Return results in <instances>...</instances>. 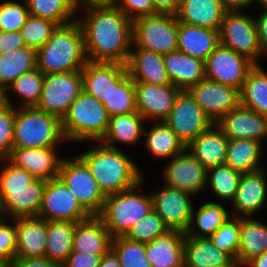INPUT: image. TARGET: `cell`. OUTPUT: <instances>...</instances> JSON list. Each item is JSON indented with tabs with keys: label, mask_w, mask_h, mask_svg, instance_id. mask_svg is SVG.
<instances>
[{
	"label": "cell",
	"mask_w": 267,
	"mask_h": 267,
	"mask_svg": "<svg viewBox=\"0 0 267 267\" xmlns=\"http://www.w3.org/2000/svg\"><path fill=\"white\" fill-rule=\"evenodd\" d=\"M82 27L88 61L126 65L132 47V21L114 5L83 8Z\"/></svg>",
	"instance_id": "1"
},
{
	"label": "cell",
	"mask_w": 267,
	"mask_h": 267,
	"mask_svg": "<svg viewBox=\"0 0 267 267\" xmlns=\"http://www.w3.org/2000/svg\"><path fill=\"white\" fill-rule=\"evenodd\" d=\"M0 214L11 219L37 217L46 180L36 179L7 158L0 159Z\"/></svg>",
	"instance_id": "2"
},
{
	"label": "cell",
	"mask_w": 267,
	"mask_h": 267,
	"mask_svg": "<svg viewBox=\"0 0 267 267\" xmlns=\"http://www.w3.org/2000/svg\"><path fill=\"white\" fill-rule=\"evenodd\" d=\"M78 156L86 163L105 196L131 189L143 179L137 165L120 148L100 143Z\"/></svg>",
	"instance_id": "3"
},
{
	"label": "cell",
	"mask_w": 267,
	"mask_h": 267,
	"mask_svg": "<svg viewBox=\"0 0 267 267\" xmlns=\"http://www.w3.org/2000/svg\"><path fill=\"white\" fill-rule=\"evenodd\" d=\"M37 69L44 75L81 71L88 62L83 30L77 18L58 26L50 40L36 51Z\"/></svg>",
	"instance_id": "4"
},
{
	"label": "cell",
	"mask_w": 267,
	"mask_h": 267,
	"mask_svg": "<svg viewBox=\"0 0 267 267\" xmlns=\"http://www.w3.org/2000/svg\"><path fill=\"white\" fill-rule=\"evenodd\" d=\"M61 121L67 142L100 143L108 130L110 116L102 102L82 91Z\"/></svg>",
	"instance_id": "5"
},
{
	"label": "cell",
	"mask_w": 267,
	"mask_h": 267,
	"mask_svg": "<svg viewBox=\"0 0 267 267\" xmlns=\"http://www.w3.org/2000/svg\"><path fill=\"white\" fill-rule=\"evenodd\" d=\"M64 141L61 118L36 107H15L13 148L59 147Z\"/></svg>",
	"instance_id": "6"
},
{
	"label": "cell",
	"mask_w": 267,
	"mask_h": 267,
	"mask_svg": "<svg viewBox=\"0 0 267 267\" xmlns=\"http://www.w3.org/2000/svg\"><path fill=\"white\" fill-rule=\"evenodd\" d=\"M143 180L131 189L106 196L97 216L113 238L124 236L136 222L153 210L151 193H139Z\"/></svg>",
	"instance_id": "7"
},
{
	"label": "cell",
	"mask_w": 267,
	"mask_h": 267,
	"mask_svg": "<svg viewBox=\"0 0 267 267\" xmlns=\"http://www.w3.org/2000/svg\"><path fill=\"white\" fill-rule=\"evenodd\" d=\"M132 46L163 55L178 50L176 15L158 13L132 21Z\"/></svg>",
	"instance_id": "8"
},
{
	"label": "cell",
	"mask_w": 267,
	"mask_h": 267,
	"mask_svg": "<svg viewBox=\"0 0 267 267\" xmlns=\"http://www.w3.org/2000/svg\"><path fill=\"white\" fill-rule=\"evenodd\" d=\"M220 45L229 48L259 65L258 59L266 53L258 42L255 18L241 10L226 11L219 30Z\"/></svg>",
	"instance_id": "9"
},
{
	"label": "cell",
	"mask_w": 267,
	"mask_h": 267,
	"mask_svg": "<svg viewBox=\"0 0 267 267\" xmlns=\"http://www.w3.org/2000/svg\"><path fill=\"white\" fill-rule=\"evenodd\" d=\"M58 177L90 215L100 213L106 196L78 155L74 159H62Z\"/></svg>",
	"instance_id": "10"
},
{
	"label": "cell",
	"mask_w": 267,
	"mask_h": 267,
	"mask_svg": "<svg viewBox=\"0 0 267 267\" xmlns=\"http://www.w3.org/2000/svg\"><path fill=\"white\" fill-rule=\"evenodd\" d=\"M82 91V70L45 74L42 93L35 107L62 119Z\"/></svg>",
	"instance_id": "11"
},
{
	"label": "cell",
	"mask_w": 267,
	"mask_h": 267,
	"mask_svg": "<svg viewBox=\"0 0 267 267\" xmlns=\"http://www.w3.org/2000/svg\"><path fill=\"white\" fill-rule=\"evenodd\" d=\"M90 216L59 177L46 181L37 217L46 221L77 223Z\"/></svg>",
	"instance_id": "12"
},
{
	"label": "cell",
	"mask_w": 267,
	"mask_h": 267,
	"mask_svg": "<svg viewBox=\"0 0 267 267\" xmlns=\"http://www.w3.org/2000/svg\"><path fill=\"white\" fill-rule=\"evenodd\" d=\"M164 123L185 146L214 124L187 90L179 93Z\"/></svg>",
	"instance_id": "13"
},
{
	"label": "cell",
	"mask_w": 267,
	"mask_h": 267,
	"mask_svg": "<svg viewBox=\"0 0 267 267\" xmlns=\"http://www.w3.org/2000/svg\"><path fill=\"white\" fill-rule=\"evenodd\" d=\"M255 64L235 51L219 45L205 61L206 79L242 90Z\"/></svg>",
	"instance_id": "14"
},
{
	"label": "cell",
	"mask_w": 267,
	"mask_h": 267,
	"mask_svg": "<svg viewBox=\"0 0 267 267\" xmlns=\"http://www.w3.org/2000/svg\"><path fill=\"white\" fill-rule=\"evenodd\" d=\"M187 91L213 123L241 104L239 89L206 78Z\"/></svg>",
	"instance_id": "15"
},
{
	"label": "cell",
	"mask_w": 267,
	"mask_h": 267,
	"mask_svg": "<svg viewBox=\"0 0 267 267\" xmlns=\"http://www.w3.org/2000/svg\"><path fill=\"white\" fill-rule=\"evenodd\" d=\"M153 210L163 219L170 230L186 233L188 231L193 202L192 194L164 185L151 193Z\"/></svg>",
	"instance_id": "16"
},
{
	"label": "cell",
	"mask_w": 267,
	"mask_h": 267,
	"mask_svg": "<svg viewBox=\"0 0 267 267\" xmlns=\"http://www.w3.org/2000/svg\"><path fill=\"white\" fill-rule=\"evenodd\" d=\"M164 185L194 196L206 188L207 169L185 148L163 170Z\"/></svg>",
	"instance_id": "17"
},
{
	"label": "cell",
	"mask_w": 267,
	"mask_h": 267,
	"mask_svg": "<svg viewBox=\"0 0 267 267\" xmlns=\"http://www.w3.org/2000/svg\"><path fill=\"white\" fill-rule=\"evenodd\" d=\"M182 90L171 85L135 82L136 110L145 120L164 121Z\"/></svg>",
	"instance_id": "18"
},
{
	"label": "cell",
	"mask_w": 267,
	"mask_h": 267,
	"mask_svg": "<svg viewBox=\"0 0 267 267\" xmlns=\"http://www.w3.org/2000/svg\"><path fill=\"white\" fill-rule=\"evenodd\" d=\"M228 139H254L261 143L267 137V116L241 104L215 123Z\"/></svg>",
	"instance_id": "19"
},
{
	"label": "cell",
	"mask_w": 267,
	"mask_h": 267,
	"mask_svg": "<svg viewBox=\"0 0 267 267\" xmlns=\"http://www.w3.org/2000/svg\"><path fill=\"white\" fill-rule=\"evenodd\" d=\"M57 147L48 148H13L7 158L16 167L25 169L34 178L51 180L59 175L63 158L56 153Z\"/></svg>",
	"instance_id": "20"
},
{
	"label": "cell",
	"mask_w": 267,
	"mask_h": 267,
	"mask_svg": "<svg viewBox=\"0 0 267 267\" xmlns=\"http://www.w3.org/2000/svg\"><path fill=\"white\" fill-rule=\"evenodd\" d=\"M264 169L242 173L238 190L232 202L236 217H252L262 210L267 196Z\"/></svg>",
	"instance_id": "21"
},
{
	"label": "cell",
	"mask_w": 267,
	"mask_h": 267,
	"mask_svg": "<svg viewBox=\"0 0 267 267\" xmlns=\"http://www.w3.org/2000/svg\"><path fill=\"white\" fill-rule=\"evenodd\" d=\"M127 73V67L123 64L88 61L82 69L83 91L103 102L112 87Z\"/></svg>",
	"instance_id": "22"
},
{
	"label": "cell",
	"mask_w": 267,
	"mask_h": 267,
	"mask_svg": "<svg viewBox=\"0 0 267 267\" xmlns=\"http://www.w3.org/2000/svg\"><path fill=\"white\" fill-rule=\"evenodd\" d=\"M113 237L97 215L75 225L73 251L90 255H104L112 249Z\"/></svg>",
	"instance_id": "23"
},
{
	"label": "cell",
	"mask_w": 267,
	"mask_h": 267,
	"mask_svg": "<svg viewBox=\"0 0 267 267\" xmlns=\"http://www.w3.org/2000/svg\"><path fill=\"white\" fill-rule=\"evenodd\" d=\"M130 51L126 64L129 76L134 82H144L154 85H171L168 78L164 55L142 48Z\"/></svg>",
	"instance_id": "24"
},
{
	"label": "cell",
	"mask_w": 267,
	"mask_h": 267,
	"mask_svg": "<svg viewBox=\"0 0 267 267\" xmlns=\"http://www.w3.org/2000/svg\"><path fill=\"white\" fill-rule=\"evenodd\" d=\"M47 221L39 217L16 218L15 257L43 258L47 245Z\"/></svg>",
	"instance_id": "25"
},
{
	"label": "cell",
	"mask_w": 267,
	"mask_h": 267,
	"mask_svg": "<svg viewBox=\"0 0 267 267\" xmlns=\"http://www.w3.org/2000/svg\"><path fill=\"white\" fill-rule=\"evenodd\" d=\"M229 139L214 123L187 146V150L208 170L225 164Z\"/></svg>",
	"instance_id": "26"
},
{
	"label": "cell",
	"mask_w": 267,
	"mask_h": 267,
	"mask_svg": "<svg viewBox=\"0 0 267 267\" xmlns=\"http://www.w3.org/2000/svg\"><path fill=\"white\" fill-rule=\"evenodd\" d=\"M186 233L170 230L146 243V257L151 267H184Z\"/></svg>",
	"instance_id": "27"
},
{
	"label": "cell",
	"mask_w": 267,
	"mask_h": 267,
	"mask_svg": "<svg viewBox=\"0 0 267 267\" xmlns=\"http://www.w3.org/2000/svg\"><path fill=\"white\" fill-rule=\"evenodd\" d=\"M164 63L171 84L182 91L206 78L205 62L179 50L164 54Z\"/></svg>",
	"instance_id": "28"
},
{
	"label": "cell",
	"mask_w": 267,
	"mask_h": 267,
	"mask_svg": "<svg viewBox=\"0 0 267 267\" xmlns=\"http://www.w3.org/2000/svg\"><path fill=\"white\" fill-rule=\"evenodd\" d=\"M226 11L220 0H182L175 15L179 22L219 31Z\"/></svg>",
	"instance_id": "29"
},
{
	"label": "cell",
	"mask_w": 267,
	"mask_h": 267,
	"mask_svg": "<svg viewBox=\"0 0 267 267\" xmlns=\"http://www.w3.org/2000/svg\"><path fill=\"white\" fill-rule=\"evenodd\" d=\"M220 45L219 31L178 21V50L204 62Z\"/></svg>",
	"instance_id": "30"
},
{
	"label": "cell",
	"mask_w": 267,
	"mask_h": 267,
	"mask_svg": "<svg viewBox=\"0 0 267 267\" xmlns=\"http://www.w3.org/2000/svg\"><path fill=\"white\" fill-rule=\"evenodd\" d=\"M232 261L210 238L185 237L184 267H223Z\"/></svg>",
	"instance_id": "31"
},
{
	"label": "cell",
	"mask_w": 267,
	"mask_h": 267,
	"mask_svg": "<svg viewBox=\"0 0 267 267\" xmlns=\"http://www.w3.org/2000/svg\"><path fill=\"white\" fill-rule=\"evenodd\" d=\"M145 121L139 112L110 117L108 130L100 142L115 149H118L116 142L135 145L143 135Z\"/></svg>",
	"instance_id": "32"
},
{
	"label": "cell",
	"mask_w": 267,
	"mask_h": 267,
	"mask_svg": "<svg viewBox=\"0 0 267 267\" xmlns=\"http://www.w3.org/2000/svg\"><path fill=\"white\" fill-rule=\"evenodd\" d=\"M264 252H267V225L251 217H240V244L237 261L245 266L250 260Z\"/></svg>",
	"instance_id": "33"
},
{
	"label": "cell",
	"mask_w": 267,
	"mask_h": 267,
	"mask_svg": "<svg viewBox=\"0 0 267 267\" xmlns=\"http://www.w3.org/2000/svg\"><path fill=\"white\" fill-rule=\"evenodd\" d=\"M262 143L254 139H229L225 164L240 173H250L263 169Z\"/></svg>",
	"instance_id": "34"
},
{
	"label": "cell",
	"mask_w": 267,
	"mask_h": 267,
	"mask_svg": "<svg viewBox=\"0 0 267 267\" xmlns=\"http://www.w3.org/2000/svg\"><path fill=\"white\" fill-rule=\"evenodd\" d=\"M75 222L47 221V245L45 257L62 265L73 251Z\"/></svg>",
	"instance_id": "35"
},
{
	"label": "cell",
	"mask_w": 267,
	"mask_h": 267,
	"mask_svg": "<svg viewBox=\"0 0 267 267\" xmlns=\"http://www.w3.org/2000/svg\"><path fill=\"white\" fill-rule=\"evenodd\" d=\"M229 217L228 211L221 203L206 202L196 212L193 207L191 222L186 232V237L209 238Z\"/></svg>",
	"instance_id": "36"
},
{
	"label": "cell",
	"mask_w": 267,
	"mask_h": 267,
	"mask_svg": "<svg viewBox=\"0 0 267 267\" xmlns=\"http://www.w3.org/2000/svg\"><path fill=\"white\" fill-rule=\"evenodd\" d=\"M154 123L153 127L147 132L145 131L146 128L143 131V136H146L145 147L152 157L173 158L186 148L184 143L164 121Z\"/></svg>",
	"instance_id": "37"
},
{
	"label": "cell",
	"mask_w": 267,
	"mask_h": 267,
	"mask_svg": "<svg viewBox=\"0 0 267 267\" xmlns=\"http://www.w3.org/2000/svg\"><path fill=\"white\" fill-rule=\"evenodd\" d=\"M37 68L36 50L23 47L0 55V85L8 88L22 74Z\"/></svg>",
	"instance_id": "38"
},
{
	"label": "cell",
	"mask_w": 267,
	"mask_h": 267,
	"mask_svg": "<svg viewBox=\"0 0 267 267\" xmlns=\"http://www.w3.org/2000/svg\"><path fill=\"white\" fill-rule=\"evenodd\" d=\"M241 105L267 116V72L260 65H255L240 91Z\"/></svg>",
	"instance_id": "39"
},
{
	"label": "cell",
	"mask_w": 267,
	"mask_h": 267,
	"mask_svg": "<svg viewBox=\"0 0 267 267\" xmlns=\"http://www.w3.org/2000/svg\"><path fill=\"white\" fill-rule=\"evenodd\" d=\"M26 4L30 15L51 20L59 26L76 20L73 18L78 11L75 0H26Z\"/></svg>",
	"instance_id": "40"
},
{
	"label": "cell",
	"mask_w": 267,
	"mask_h": 267,
	"mask_svg": "<svg viewBox=\"0 0 267 267\" xmlns=\"http://www.w3.org/2000/svg\"><path fill=\"white\" fill-rule=\"evenodd\" d=\"M102 104L110 117L137 112L135 82L128 73L112 87Z\"/></svg>",
	"instance_id": "41"
},
{
	"label": "cell",
	"mask_w": 267,
	"mask_h": 267,
	"mask_svg": "<svg viewBox=\"0 0 267 267\" xmlns=\"http://www.w3.org/2000/svg\"><path fill=\"white\" fill-rule=\"evenodd\" d=\"M242 173L233 170L226 164L218 165L207 170L206 186L212 189L216 197L233 201L238 190Z\"/></svg>",
	"instance_id": "42"
},
{
	"label": "cell",
	"mask_w": 267,
	"mask_h": 267,
	"mask_svg": "<svg viewBox=\"0 0 267 267\" xmlns=\"http://www.w3.org/2000/svg\"><path fill=\"white\" fill-rule=\"evenodd\" d=\"M44 74L39 69H33L15 79L8 87L20 98V107H35L40 99L43 88Z\"/></svg>",
	"instance_id": "43"
},
{
	"label": "cell",
	"mask_w": 267,
	"mask_h": 267,
	"mask_svg": "<svg viewBox=\"0 0 267 267\" xmlns=\"http://www.w3.org/2000/svg\"><path fill=\"white\" fill-rule=\"evenodd\" d=\"M58 26L51 20L29 15L20 32L26 47L37 51L50 40Z\"/></svg>",
	"instance_id": "44"
},
{
	"label": "cell",
	"mask_w": 267,
	"mask_h": 267,
	"mask_svg": "<svg viewBox=\"0 0 267 267\" xmlns=\"http://www.w3.org/2000/svg\"><path fill=\"white\" fill-rule=\"evenodd\" d=\"M112 250L118 256L121 267H151L146 257V243L118 236L112 240Z\"/></svg>",
	"instance_id": "45"
},
{
	"label": "cell",
	"mask_w": 267,
	"mask_h": 267,
	"mask_svg": "<svg viewBox=\"0 0 267 267\" xmlns=\"http://www.w3.org/2000/svg\"><path fill=\"white\" fill-rule=\"evenodd\" d=\"M168 231L170 229L163 219L154 210H151L147 216L136 222L124 237L132 241L148 243Z\"/></svg>",
	"instance_id": "46"
},
{
	"label": "cell",
	"mask_w": 267,
	"mask_h": 267,
	"mask_svg": "<svg viewBox=\"0 0 267 267\" xmlns=\"http://www.w3.org/2000/svg\"><path fill=\"white\" fill-rule=\"evenodd\" d=\"M229 217L209 238L221 251L237 260L240 244V217Z\"/></svg>",
	"instance_id": "47"
},
{
	"label": "cell",
	"mask_w": 267,
	"mask_h": 267,
	"mask_svg": "<svg viewBox=\"0 0 267 267\" xmlns=\"http://www.w3.org/2000/svg\"><path fill=\"white\" fill-rule=\"evenodd\" d=\"M29 15L26 2L4 1L0 4V31H20Z\"/></svg>",
	"instance_id": "48"
},
{
	"label": "cell",
	"mask_w": 267,
	"mask_h": 267,
	"mask_svg": "<svg viewBox=\"0 0 267 267\" xmlns=\"http://www.w3.org/2000/svg\"><path fill=\"white\" fill-rule=\"evenodd\" d=\"M15 106L0 112V159H6L13 150Z\"/></svg>",
	"instance_id": "49"
},
{
	"label": "cell",
	"mask_w": 267,
	"mask_h": 267,
	"mask_svg": "<svg viewBox=\"0 0 267 267\" xmlns=\"http://www.w3.org/2000/svg\"><path fill=\"white\" fill-rule=\"evenodd\" d=\"M6 218L0 220V259L3 262H12L15 258L16 240V218L14 224L4 222Z\"/></svg>",
	"instance_id": "50"
},
{
	"label": "cell",
	"mask_w": 267,
	"mask_h": 267,
	"mask_svg": "<svg viewBox=\"0 0 267 267\" xmlns=\"http://www.w3.org/2000/svg\"><path fill=\"white\" fill-rule=\"evenodd\" d=\"M114 6L122 11L131 21L158 14L151 0H116Z\"/></svg>",
	"instance_id": "51"
},
{
	"label": "cell",
	"mask_w": 267,
	"mask_h": 267,
	"mask_svg": "<svg viewBox=\"0 0 267 267\" xmlns=\"http://www.w3.org/2000/svg\"><path fill=\"white\" fill-rule=\"evenodd\" d=\"M102 256L71 252L61 267H99Z\"/></svg>",
	"instance_id": "52"
},
{
	"label": "cell",
	"mask_w": 267,
	"mask_h": 267,
	"mask_svg": "<svg viewBox=\"0 0 267 267\" xmlns=\"http://www.w3.org/2000/svg\"><path fill=\"white\" fill-rule=\"evenodd\" d=\"M26 47L20 31H0V55Z\"/></svg>",
	"instance_id": "53"
},
{
	"label": "cell",
	"mask_w": 267,
	"mask_h": 267,
	"mask_svg": "<svg viewBox=\"0 0 267 267\" xmlns=\"http://www.w3.org/2000/svg\"><path fill=\"white\" fill-rule=\"evenodd\" d=\"M15 267H61V265L51 262L46 257L43 258H19L12 261Z\"/></svg>",
	"instance_id": "54"
},
{
	"label": "cell",
	"mask_w": 267,
	"mask_h": 267,
	"mask_svg": "<svg viewBox=\"0 0 267 267\" xmlns=\"http://www.w3.org/2000/svg\"><path fill=\"white\" fill-rule=\"evenodd\" d=\"M257 26L258 42L267 54V10H264L255 19Z\"/></svg>",
	"instance_id": "55"
},
{
	"label": "cell",
	"mask_w": 267,
	"mask_h": 267,
	"mask_svg": "<svg viewBox=\"0 0 267 267\" xmlns=\"http://www.w3.org/2000/svg\"><path fill=\"white\" fill-rule=\"evenodd\" d=\"M158 13L176 14L182 0H151Z\"/></svg>",
	"instance_id": "56"
},
{
	"label": "cell",
	"mask_w": 267,
	"mask_h": 267,
	"mask_svg": "<svg viewBox=\"0 0 267 267\" xmlns=\"http://www.w3.org/2000/svg\"><path fill=\"white\" fill-rule=\"evenodd\" d=\"M227 11L242 10L253 4V0H220Z\"/></svg>",
	"instance_id": "57"
},
{
	"label": "cell",
	"mask_w": 267,
	"mask_h": 267,
	"mask_svg": "<svg viewBox=\"0 0 267 267\" xmlns=\"http://www.w3.org/2000/svg\"><path fill=\"white\" fill-rule=\"evenodd\" d=\"M99 267H121V264L118 256L111 249L109 252L102 256Z\"/></svg>",
	"instance_id": "58"
},
{
	"label": "cell",
	"mask_w": 267,
	"mask_h": 267,
	"mask_svg": "<svg viewBox=\"0 0 267 267\" xmlns=\"http://www.w3.org/2000/svg\"><path fill=\"white\" fill-rule=\"evenodd\" d=\"M76 6L78 8H85L90 6H105V5H114L116 0H75ZM81 6V7H80Z\"/></svg>",
	"instance_id": "59"
},
{
	"label": "cell",
	"mask_w": 267,
	"mask_h": 267,
	"mask_svg": "<svg viewBox=\"0 0 267 267\" xmlns=\"http://www.w3.org/2000/svg\"><path fill=\"white\" fill-rule=\"evenodd\" d=\"M9 94L10 93H8V88L0 86V112L8 108L10 105H14L13 103H11L12 101Z\"/></svg>",
	"instance_id": "60"
},
{
	"label": "cell",
	"mask_w": 267,
	"mask_h": 267,
	"mask_svg": "<svg viewBox=\"0 0 267 267\" xmlns=\"http://www.w3.org/2000/svg\"><path fill=\"white\" fill-rule=\"evenodd\" d=\"M267 267V252L250 260L245 267Z\"/></svg>",
	"instance_id": "61"
},
{
	"label": "cell",
	"mask_w": 267,
	"mask_h": 267,
	"mask_svg": "<svg viewBox=\"0 0 267 267\" xmlns=\"http://www.w3.org/2000/svg\"><path fill=\"white\" fill-rule=\"evenodd\" d=\"M253 2H258L262 8L264 7V10H267V0H253Z\"/></svg>",
	"instance_id": "62"
},
{
	"label": "cell",
	"mask_w": 267,
	"mask_h": 267,
	"mask_svg": "<svg viewBox=\"0 0 267 267\" xmlns=\"http://www.w3.org/2000/svg\"><path fill=\"white\" fill-rule=\"evenodd\" d=\"M242 266L237 260H233L229 265L223 267H239Z\"/></svg>",
	"instance_id": "63"
},
{
	"label": "cell",
	"mask_w": 267,
	"mask_h": 267,
	"mask_svg": "<svg viewBox=\"0 0 267 267\" xmlns=\"http://www.w3.org/2000/svg\"><path fill=\"white\" fill-rule=\"evenodd\" d=\"M1 267H15L13 262H4Z\"/></svg>",
	"instance_id": "64"
},
{
	"label": "cell",
	"mask_w": 267,
	"mask_h": 267,
	"mask_svg": "<svg viewBox=\"0 0 267 267\" xmlns=\"http://www.w3.org/2000/svg\"><path fill=\"white\" fill-rule=\"evenodd\" d=\"M3 263H4V262L0 259V267L3 265Z\"/></svg>",
	"instance_id": "65"
}]
</instances>
